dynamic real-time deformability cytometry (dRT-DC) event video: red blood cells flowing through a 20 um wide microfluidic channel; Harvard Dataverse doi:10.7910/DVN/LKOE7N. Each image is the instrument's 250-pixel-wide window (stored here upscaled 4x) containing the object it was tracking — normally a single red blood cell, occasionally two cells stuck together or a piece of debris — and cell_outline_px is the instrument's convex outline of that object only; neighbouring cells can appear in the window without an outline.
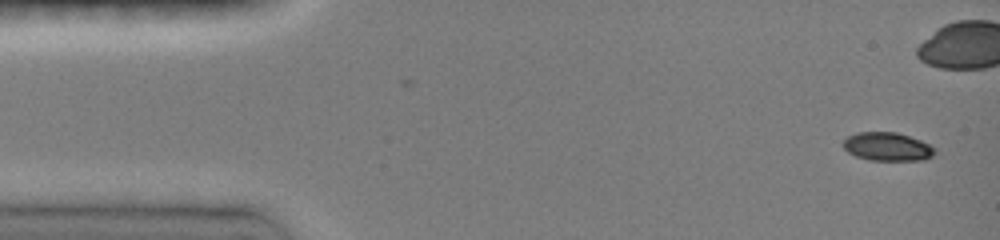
{"species": "common noctule bat (a hibernating species)", "species_latin": "Nyctalus noctula", "temperature_condition": "room temperature", "stored_images_in_passage": 45, "camera_frame_rate_fps": 3000, "um_per_image_px": 0.085, "animal": {"sex": "female", "body_mass_g": 19.0, "forearm_length_mm": 51.5}, "frame": {"image": 1, "passage_image": 1, "time_ms": 0.0, "image_size_px": [1000, 240], "cell_outline_px": [[932, 156], [924, 160], [868, 160], [856, 156], [848, 152], [844, 148], [844, 140], [848, 136], [856, 132], [896, 132], [920, 140], [928, 144], [932, 148]], "centroid_in_image_um": [75.38, 12.46], "position_along_channel_um": 9.6, "area_um2": 14.91}}
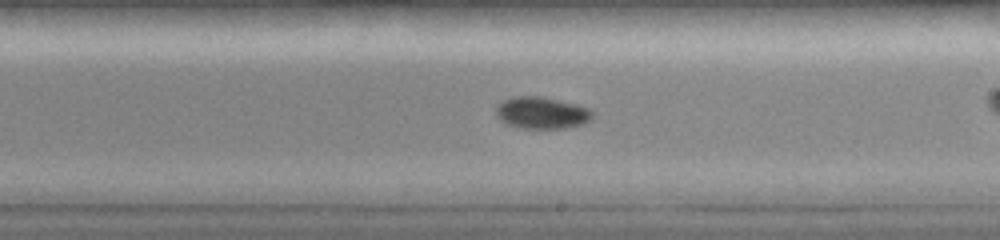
{"frame": {"image": 2, "passage_image": 26, "time_ms": 8.333, "image_size_px": [1000, 240], "cell_outline_px": [[592, 116], [584, 124], [564, 128], [520, 128], [508, 124], [500, 120], [496, 116], [496, 108], [500, 100], [512, 96], [540, 96], [576, 104], [588, 108], [592, 112]], "centroid_in_image_um": [45.99, 9.58], "position_along_channel_um": 243.0, "area_um2": 17.92}}
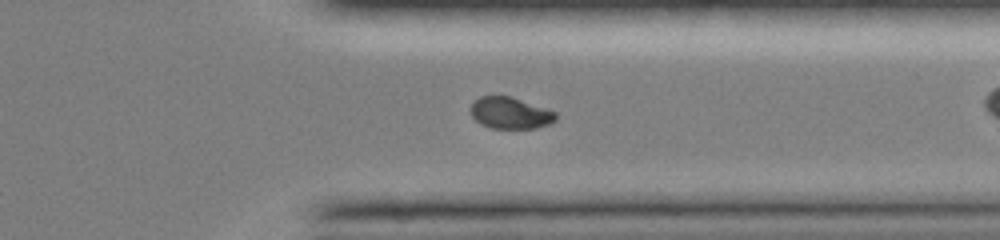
{"frame": {"image": 3, "passage_image": 35, "time_ms": 11.333, "image_size_px": [1000, 240], "cell_outline_px": [[556, 120], [548, 124], [536, 128], [488, 128], [480, 124], [472, 116], [468, 108], [480, 96], [512, 96], [556, 112]], "centroid_in_image_um": [43.34, 9.6], "position_along_channel_um": 368.1, "area_um2": 15.72}, "authors_computed_cell_mechanics": {"area_um2": 16.473, "velocity_mm_per_s": 4.1305, "shape_relaxation_time_tau1_ms": 4.7147, "shape_relaxation_time_tau2_ms": 2.3579, "deformation_change_tau1": 0.174, "deformation_change_tau2": 0.0368}}